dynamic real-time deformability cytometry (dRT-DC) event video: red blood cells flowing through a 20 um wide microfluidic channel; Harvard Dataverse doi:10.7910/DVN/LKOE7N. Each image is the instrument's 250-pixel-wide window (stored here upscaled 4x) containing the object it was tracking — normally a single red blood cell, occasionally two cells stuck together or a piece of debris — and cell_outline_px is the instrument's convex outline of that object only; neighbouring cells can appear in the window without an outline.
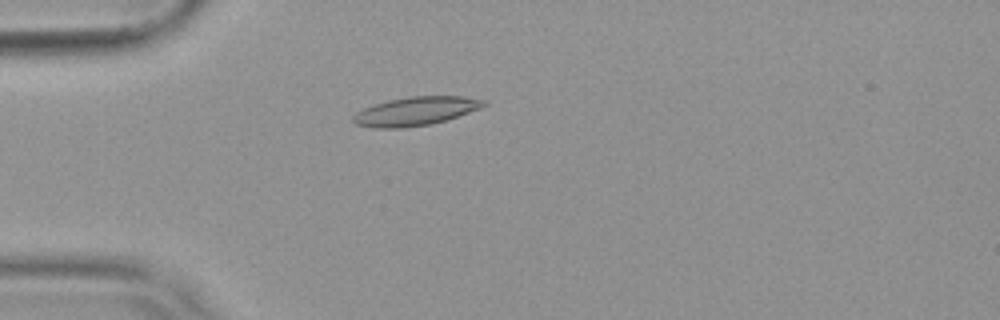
{"species": "common noctule bat (a hibernating species)", "species_latin": "Nyctalus noctula", "temperature_condition": "warm", "stored_images_in_passage": 46, "camera_frame_rate_fps": 3000, "um_per_image_px": 0.085, "animal": {"sex": "female", "body_mass_g": 19.9}, "frame": {"image": 1, "passage_image": 8, "time_ms": 2.333, "image_size_px": [1000, 320], "cell_outline_px": [[488, 104], [480, 108], [432, 124], [404, 128], [376, 128], [356, 124], [352, 120], [352, 116], [356, 112], [364, 108], [388, 100], [408, 96], [464, 96], [488, 100]], "centroid_in_image_um": [35.34, 9.44], "position_along_channel_um": 49.7, "area_um2": 21.79}}
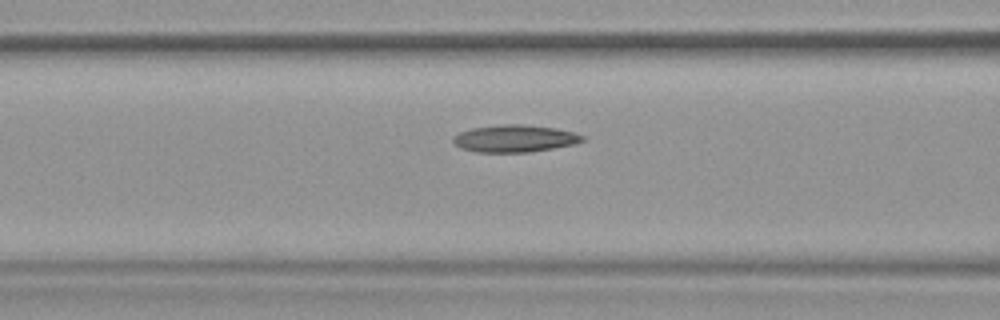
{"frame": {"image": 2, "passage_image": 15, "time_ms": 4.667, "image_size_px": [1000, 320], "cell_outline_px": [[584, 140], [572, 144], [552, 148], [528, 152], [476, 152], [460, 148], [452, 140], [452, 136], [460, 132], [472, 128], [504, 124], [524, 124], [556, 128], [576, 132], [584, 136]], "centroid_in_image_um": [43.74, 11.76], "position_along_channel_um": 122.9, "area_um2": 20.46}}
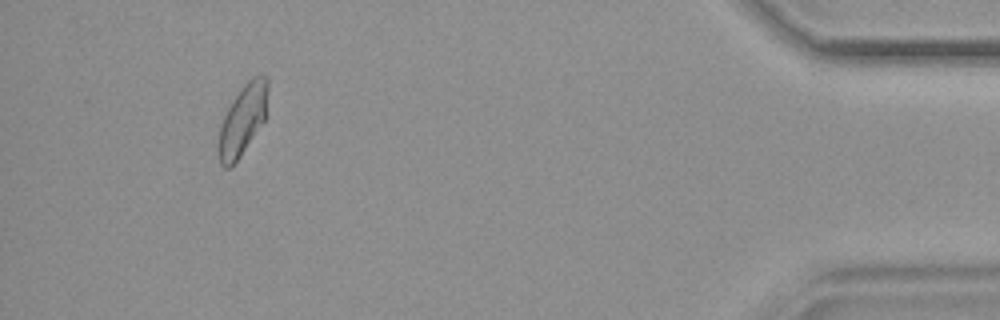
{"frame": {"image": 3, "passage_image": 43, "time_ms": 14.0, "image_size_px": [1000, 320], "cell_outline_px": [[268, 88], [264, 120], [232, 168], [224, 168], [220, 164], [220, 124], [232, 100], [240, 88], [252, 76], [260, 72], [268, 80]], "centroid_in_image_um": [20.64, 10.14], "position_along_channel_um": 414.6, "area_um2": 19.88}, "authors_computed_cell_mechanics": {"area_um2": 20.1433, "velocity_mm_per_s": 3.7811, "shape_relaxation_time_tau1_ms": null, "shape_relaxation_time_tau2_ms": 3.5021, "deformation_change_tau1": null, "deformation_change_tau2": 0.1039}}